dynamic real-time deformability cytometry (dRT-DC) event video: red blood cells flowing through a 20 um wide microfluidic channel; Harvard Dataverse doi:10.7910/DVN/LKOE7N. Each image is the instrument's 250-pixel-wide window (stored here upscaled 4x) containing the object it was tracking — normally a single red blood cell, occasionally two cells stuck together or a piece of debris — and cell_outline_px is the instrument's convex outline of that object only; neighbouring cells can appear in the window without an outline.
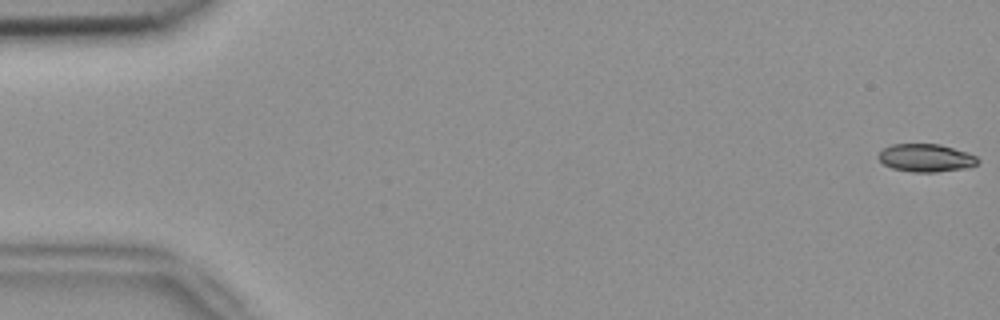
{"species": "common noctule bat (a hibernating species)", "species_latin": "Nyctalus noctula", "temperature_condition": "room temperature", "stored_images_in_passage": 49, "camera_frame_rate_fps": 3000, "um_per_image_px": 0.085, "animal": {"sex": "female", "body_mass_g": 18.4}, "frame": {"image": 1, "passage_image": 1, "time_ms": 0.0, "image_size_px": [1000, 320], "cell_outline_px": [[980, 160], [976, 164], [964, 168], [936, 172], [912, 172], [892, 168], [884, 164], [876, 156], [884, 148], [892, 144], [940, 144], [968, 152], [976, 156]], "centroid_in_image_um": [78.7, 13.41], "position_along_channel_um": 6.3, "area_um2": 16.13}}
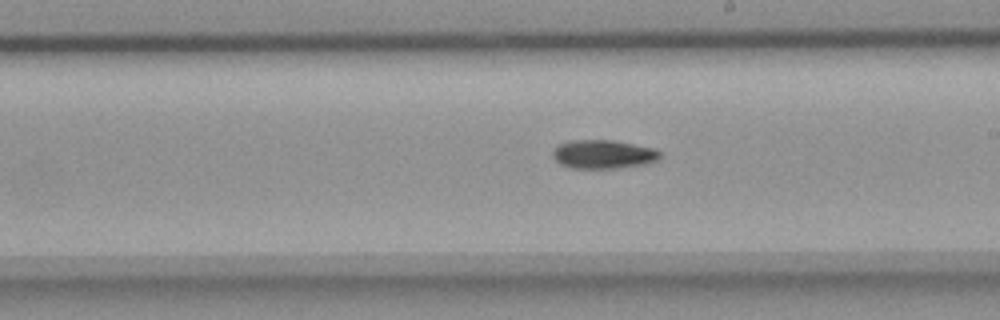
{"frame": {"image": 2, "passage_image": 31, "time_ms": 10.0, "image_size_px": [1000, 320], "cell_outline_px": [[660, 156], [656, 160], [644, 164], [620, 168], [572, 168], [560, 164], [552, 156], [552, 152], [560, 144], [576, 140], [612, 140], [656, 148], [660, 152]], "centroid_in_image_um": [51.29, 13.11], "position_along_channel_um": 237.7, "area_um2": 17.8}}
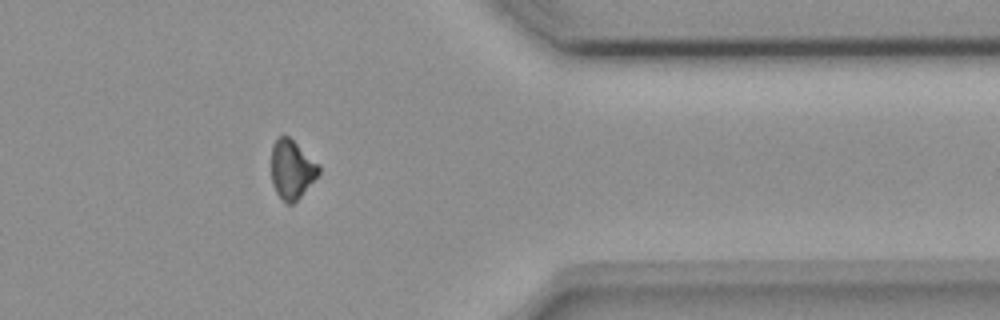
{"frame": {"image": 3, "passage_image": 44, "time_ms": 14.333, "image_size_px": [1000, 320], "cell_outline_px": [[320, 172], [300, 196], [292, 204], [288, 204], [276, 192], [272, 184], [272, 144], [280, 136], [288, 136], [320, 164]], "centroid_in_image_um": [24.81, 14.38], "position_along_channel_um": 386.6, "area_um2": 16.01}}